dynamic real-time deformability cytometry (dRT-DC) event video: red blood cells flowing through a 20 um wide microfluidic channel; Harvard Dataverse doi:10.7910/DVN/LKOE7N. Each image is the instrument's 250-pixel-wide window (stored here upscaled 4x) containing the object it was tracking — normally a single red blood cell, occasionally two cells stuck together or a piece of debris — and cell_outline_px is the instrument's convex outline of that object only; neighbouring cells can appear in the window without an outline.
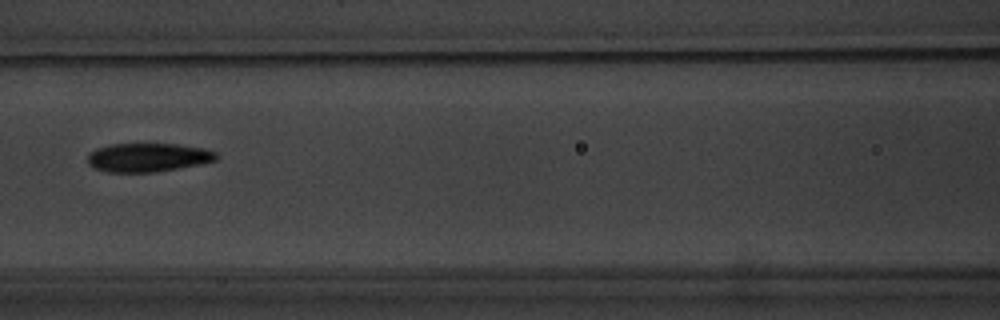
{"species": "common noctule bat (a hibernating species)", "species_latin": "Nyctalus noctula", "temperature_condition": "warm", "stored_images_in_passage": 5, "camera_frame_rate_fps": 3000, "um_per_image_px": 0.085, "animal": {"sex": "male", "body_mass_g": 20.1, "forearm_length_mm": 53.5}, "frame": {"image": 1, "passage_image": 4, "time_ms": 3.333, "image_size_px": [1000, 320], "cell_outline_px": [[220, 156], [216, 160], [200, 164], [156, 172], [108, 172], [92, 168], [88, 164], [88, 152], [96, 148], [112, 144], [176, 144], [204, 148], [216, 152]], "centroid_in_image_um": [12.56, 13.38], "position_along_channel_um": 154.0, "area_um2": 21.68}}
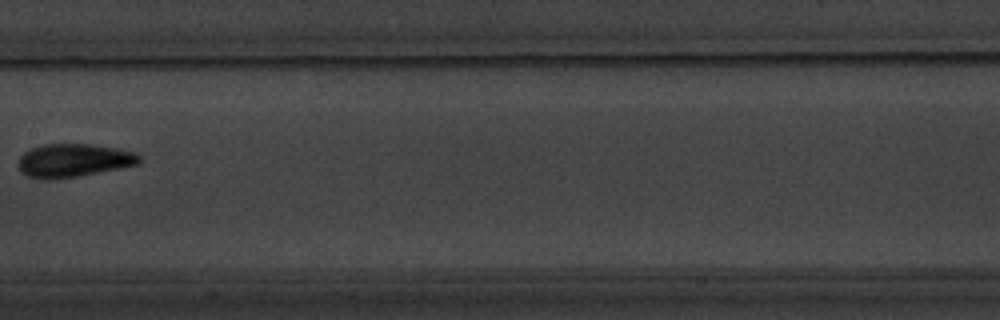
{"frame": {"image": 2, "passage_image": 5, "time_ms": 4.667, "image_size_px": [1000, 320], "cell_outline_px": [[140, 164], [120, 168], [76, 176], [48, 180], [40, 180], [28, 176], [20, 172], [16, 164], [20, 156], [24, 152], [32, 148], [44, 144], [92, 144], [116, 148], [136, 152], [140, 156]], "centroid_in_image_um": [6.21, 13.64], "position_along_channel_um": 201.2, "area_um2": 23.64}}